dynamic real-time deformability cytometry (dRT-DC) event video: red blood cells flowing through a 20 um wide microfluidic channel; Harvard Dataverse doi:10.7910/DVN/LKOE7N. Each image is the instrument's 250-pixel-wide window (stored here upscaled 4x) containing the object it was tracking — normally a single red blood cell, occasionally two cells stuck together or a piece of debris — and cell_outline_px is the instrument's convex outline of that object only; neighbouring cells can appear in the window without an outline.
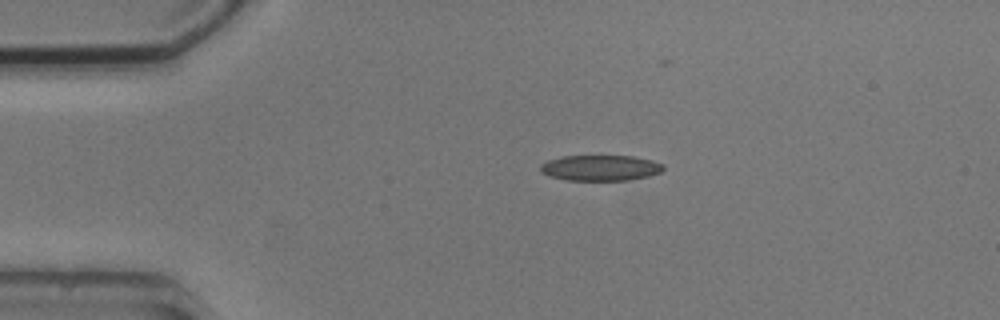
{"species": "common noctule bat (a hibernating species)", "species_latin": "Nyctalus noctula", "temperature_condition": "cold", "stored_images_in_passage": 2, "camera_frame_rate_fps": 3000, "um_per_image_px": 0.085, "animal": {"sex": "male", "body_mass_g": 20.5, "forearm_length_mm": 52.5}, "frame": {"image": 1, "passage_image": 1, "time_ms": 0.0, "image_size_px": [1000, 320], "cell_outline_px": [[664, 168], [660, 172], [648, 176], [628, 180], [564, 180], [548, 176], [540, 172], [540, 164], [548, 160], [560, 156], [632, 156], [652, 160], [664, 164]], "centroid_in_image_um": [51.0, 14.27], "position_along_channel_um": 34.0, "area_um2": 18.5}}